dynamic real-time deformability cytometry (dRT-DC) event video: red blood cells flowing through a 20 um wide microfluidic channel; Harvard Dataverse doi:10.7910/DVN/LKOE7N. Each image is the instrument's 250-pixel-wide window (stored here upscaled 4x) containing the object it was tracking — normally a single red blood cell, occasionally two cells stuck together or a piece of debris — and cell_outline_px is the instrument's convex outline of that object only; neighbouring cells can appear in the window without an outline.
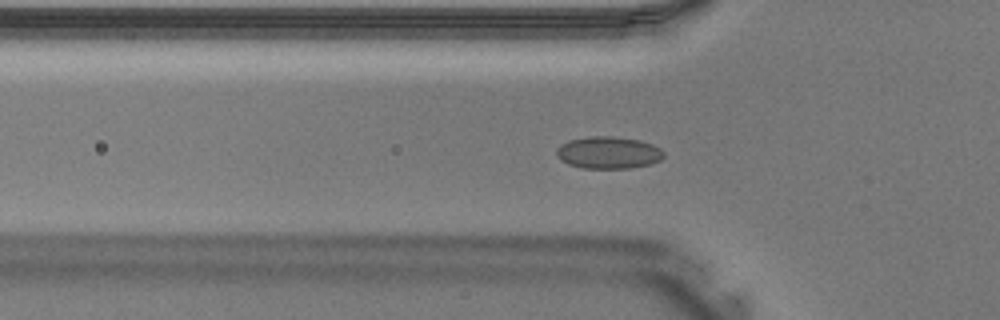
{"species": "Egyptian fruit bat (a non-hibernating species)", "species_latin": "Rousettus aegyptiacus", "temperature_condition": "warm", "stored_images_in_passage": 32, "camera_frame_rate_fps": 3000, "um_per_image_px": 0.085, "animal": {"sex": "male"}, "frame": {"image": 1, "passage_image": 4, "time_ms": 1.0, "image_size_px": [1000, 320], "cell_outline_px": [[664, 156], [660, 160], [648, 164], [628, 168], [580, 168], [568, 164], [560, 160], [556, 156], [556, 148], [560, 144], [568, 140], [592, 136], [612, 136], [640, 140], [652, 144], [660, 148], [664, 152]], "centroid_in_image_um": [51.67, 12.97], "position_along_channel_um": 74.1, "area_um2": 20.17}}
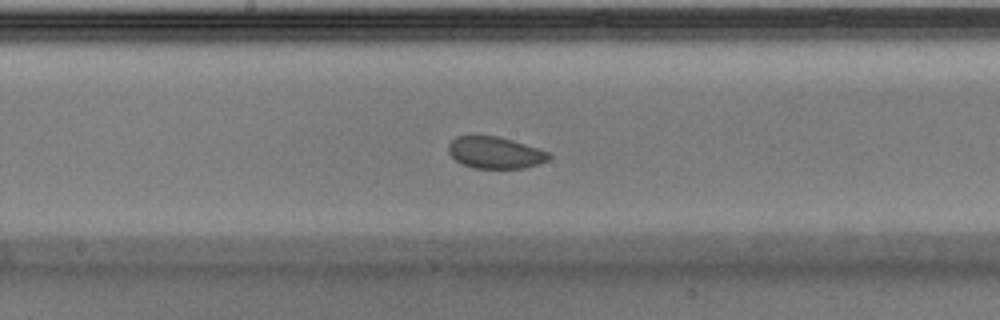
{"frame": {"image": 2, "passage_image": 12, "time_ms": 3.667, "image_size_px": [1000, 320], "cell_outline_px": [[552, 156], [548, 160], [540, 164], [524, 168], [476, 168], [464, 164], [456, 160], [448, 152], [448, 144], [456, 136], [496, 136], [512, 140], [548, 152]], "centroid_in_image_um": [42.09, 12.98], "position_along_channel_um": 206.1, "area_um2": 18.38}}
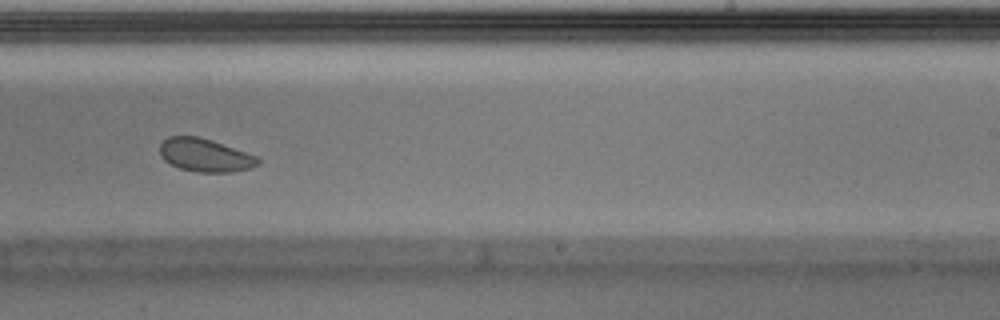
{"frame": {"image": 3, "passage_image": 16, "time_ms": 5.0, "image_size_px": [1000, 320], "cell_outline_px": [[260, 164], [248, 168], [232, 172], [196, 172], [180, 168], [164, 160], [160, 156], [160, 144], [168, 136], [196, 136], [212, 140], [256, 156], [260, 160]], "centroid_in_image_um": [17.41, 13.19], "position_along_channel_um": 271.6, "area_um2": 18.79}}